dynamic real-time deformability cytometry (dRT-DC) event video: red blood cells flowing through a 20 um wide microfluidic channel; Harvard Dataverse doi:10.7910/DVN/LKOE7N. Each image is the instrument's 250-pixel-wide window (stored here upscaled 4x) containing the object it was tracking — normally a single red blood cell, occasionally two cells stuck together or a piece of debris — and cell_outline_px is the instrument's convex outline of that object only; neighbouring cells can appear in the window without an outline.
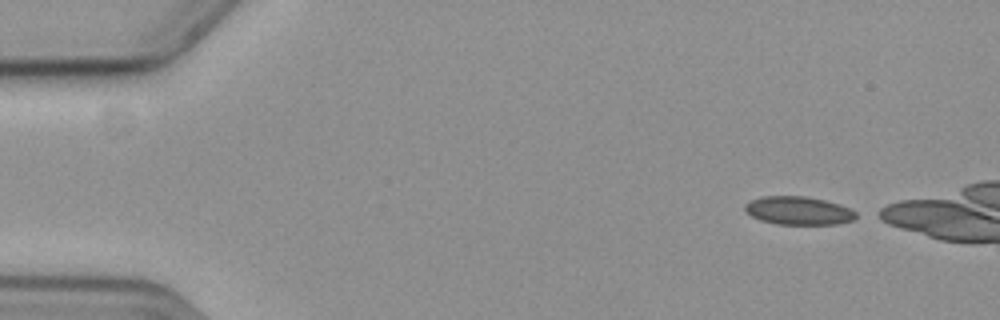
{"species": "common noctule bat (a hibernating species)", "species_latin": "Nyctalus noctula", "temperature_condition": "cold", "stored_images_in_passage": 12, "camera_frame_rate_fps": 3000, "um_per_image_px": 0.085, "animal": {"sex": "female", "body_mass_g": 19.3, "forearm_length_mm": 54.1}, "frame": {"image": 1, "passage_image": 1, "time_ms": 0.0, "image_size_px": [1000, 320], "cell_outline_px": [[856, 216], [852, 220], [836, 224], [776, 224], [760, 220], [752, 216], [744, 208], [744, 204], [760, 196], [804, 196], [824, 200], [840, 204], [856, 212]], "centroid_in_image_um": [67.85, 17.9], "position_along_channel_um": 17.2, "area_um2": 18.15}}